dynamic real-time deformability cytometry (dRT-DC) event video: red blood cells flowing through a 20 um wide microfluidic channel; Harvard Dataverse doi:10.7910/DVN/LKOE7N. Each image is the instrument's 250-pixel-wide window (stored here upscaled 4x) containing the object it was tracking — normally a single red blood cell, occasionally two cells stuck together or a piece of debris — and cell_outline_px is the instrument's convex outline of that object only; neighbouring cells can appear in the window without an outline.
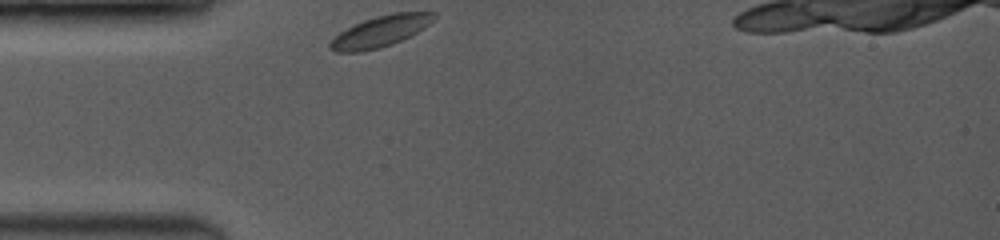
{"species": "common noctule bat (a hibernating species)", "species_latin": "Nyctalus noctula", "temperature_condition": "room temperature", "stored_images_in_passage": 7, "camera_frame_rate_fps": 3500, "um_per_image_px": 0.085, "animal": {"sex": "female", "body_mass_g": 19.0, "forearm_length_mm": 53.3}, "frame": {"image": 1, "passage_image": 1, "time_ms": 0.0, "image_size_px": [1000, 240], "cell_outline_px": [[436, 16], [424, 28], [392, 44], [380, 48], [360, 52], [336, 52], [328, 48], [328, 44], [340, 32], [364, 20], [376, 16], [392, 12], [436, 12]], "centroid_in_image_um": [32.32, 2.67], "position_along_channel_um": 52.7, "area_um2": 18.55}}
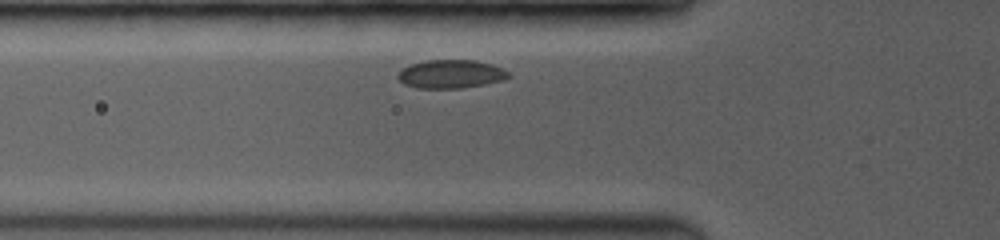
{"frame": {"image": 2, "passage_image": 4, "time_ms": 1.143, "image_size_px": [1000, 240], "cell_outline_px": [[512, 76], [504, 80], [484, 84], [460, 88], [416, 88], [404, 84], [396, 76], [404, 68], [412, 64], [424, 60], [476, 60], [492, 64], [504, 68]], "centroid_in_image_um": [38.36, 6.29], "position_along_channel_um": 87.4, "area_um2": 18.38}}